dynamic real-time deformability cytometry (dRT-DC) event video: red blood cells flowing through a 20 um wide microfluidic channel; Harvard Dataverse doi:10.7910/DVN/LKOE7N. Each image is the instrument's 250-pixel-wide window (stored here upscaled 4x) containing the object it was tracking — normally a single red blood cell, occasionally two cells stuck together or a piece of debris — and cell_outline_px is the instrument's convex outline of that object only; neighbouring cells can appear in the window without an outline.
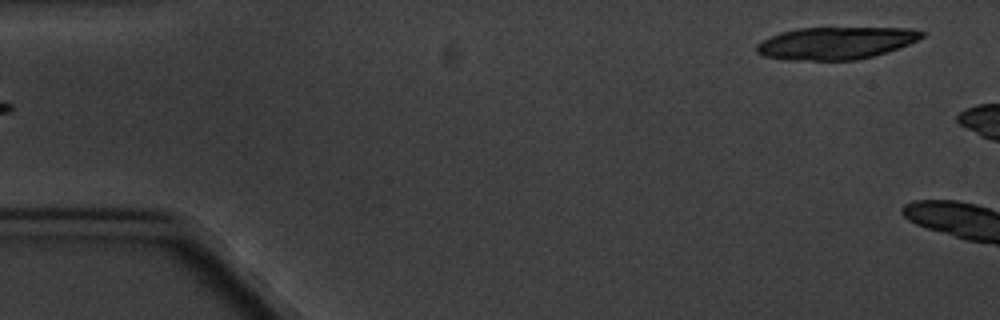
{"species": "common noctule bat (a hibernating species)", "species_latin": "Nyctalus noctula", "temperature_condition": "cold", "stored_images_in_passage": 4, "segment_of_instrument_passage": [2, 2], "camera_frame_rate_fps": 3000, "um_per_image_px": 0.085, "animal": {"sex": "male", "body_mass_g": 20.1, "forearm_length_mm": 53.5}, "frame": {"image": 1, "passage_image": 4, "time_ms": 3.667, "image_size_px": [1000, 320], "cell_outline_px": [[928, 32], [924, 36], [908, 44], [888, 52], [856, 60], [788, 60], [764, 56], [756, 52], [756, 44], [780, 32], [796, 28], [912, 28]], "centroid_in_image_um": [71.06, 3.66], "position_along_channel_um": 13.9, "area_um2": 31.15}}